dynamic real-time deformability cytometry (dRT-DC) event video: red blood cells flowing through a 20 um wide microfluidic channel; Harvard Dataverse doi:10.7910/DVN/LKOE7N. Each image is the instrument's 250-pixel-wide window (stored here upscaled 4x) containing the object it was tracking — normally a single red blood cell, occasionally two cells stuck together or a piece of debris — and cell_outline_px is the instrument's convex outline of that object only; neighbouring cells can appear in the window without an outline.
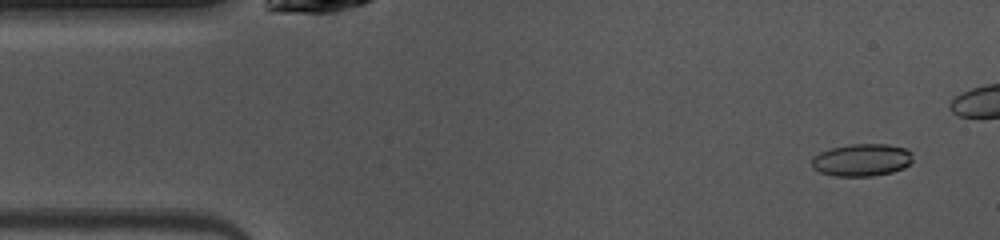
{"species": "common noctule bat (a hibernating species)", "species_latin": "Nyctalus noctula", "temperature_condition": "warm", "stored_images_in_passage": 12, "camera_frame_rate_fps": 3000, "um_per_image_px": 0.085, "animal": {"sex": "female", "body_mass_g": 10.0, "forearm_length_mm": 53.1}, "frame": {"image": 1, "passage_image": 3, "time_ms": 0.667, "image_size_px": [1000, 240], "cell_outline_px": [[912, 160], [904, 168], [892, 172], [872, 176], [836, 176], [820, 172], [812, 168], [812, 156], [820, 152], [832, 148], [848, 144], [888, 144], [904, 148], [912, 152]], "centroid_in_image_um": [73.24, 13.59], "position_along_channel_um": 11.8, "area_um2": 19.13}}